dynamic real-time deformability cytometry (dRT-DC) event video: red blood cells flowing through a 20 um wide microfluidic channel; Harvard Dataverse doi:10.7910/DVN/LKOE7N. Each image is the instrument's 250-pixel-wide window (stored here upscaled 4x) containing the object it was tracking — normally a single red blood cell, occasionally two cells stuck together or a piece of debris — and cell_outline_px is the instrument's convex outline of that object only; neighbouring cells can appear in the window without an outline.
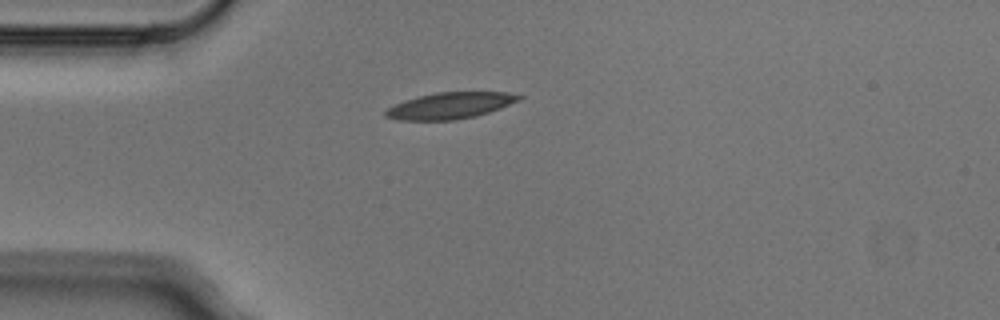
{"species": "Egyptian fruit bat (a non-hibernating species)", "species_latin": "Rousettus aegyptiacus", "temperature_condition": "cold", "stored_images_in_passage": 1, "camera_frame_rate_fps": 3000, "um_per_image_px": 0.085, "animal": {"sex": "male"}, "frame": {"image": 1, "passage_image": 1, "time_ms": 0.0, "image_size_px": [1000, 320], "cell_outline_px": [[524, 96], [520, 100], [500, 108], [476, 116], [456, 120], [400, 120], [384, 116], [384, 112], [388, 108], [404, 100], [436, 92], [508, 92]], "centroid_in_image_um": [38.28, 8.97], "position_along_channel_um": 46.7, "area_um2": 20.4}}